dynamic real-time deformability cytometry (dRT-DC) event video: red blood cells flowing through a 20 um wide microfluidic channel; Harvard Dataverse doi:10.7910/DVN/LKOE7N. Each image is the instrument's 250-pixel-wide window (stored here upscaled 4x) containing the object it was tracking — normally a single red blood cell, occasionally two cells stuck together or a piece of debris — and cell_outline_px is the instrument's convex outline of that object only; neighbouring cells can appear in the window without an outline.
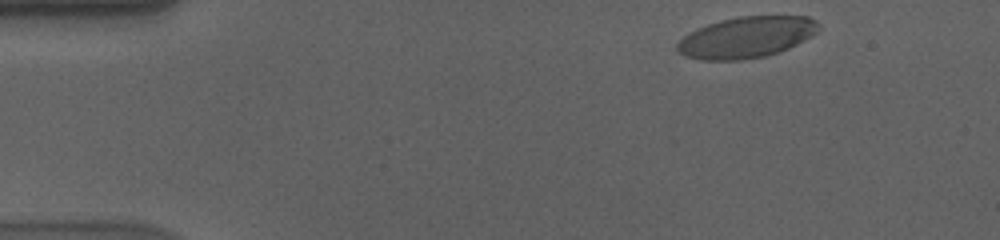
{"species": "human", "species_latin": "Homo sapiens", "temperature_condition": "cold", "stored_images_in_passage": 52, "camera_frame_rate_fps": 3000, "um_per_image_px": 0.085, "donor": {"sex": "male"}, "frame": {"image": 1, "passage_image": 2, "time_ms": 0.333, "image_size_px": [1000, 240], "cell_outline_px": [[820, 28], [812, 36], [788, 48], [764, 56], [740, 60], [700, 60], [684, 56], [676, 48], [676, 44], [688, 32], [696, 28], [708, 24], [740, 16], [808, 16], [816, 20], [820, 24]], "centroid_in_image_um": [63.44, 3.16], "position_along_channel_um": 21.6, "area_um2": 33.81}}
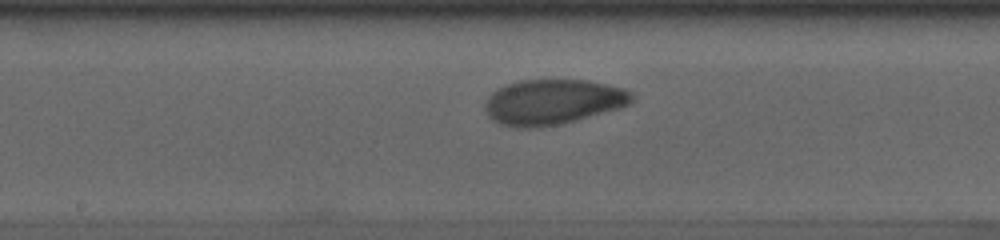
{"frame": {"image": 2, "passage_image": 25, "time_ms": 8.0, "image_size_px": [1000, 240], "cell_outline_px": [[632, 100], [628, 104], [620, 108], [560, 124], [536, 128], [516, 128], [500, 124], [492, 120], [488, 116], [484, 108], [484, 104], [488, 96], [496, 88], [504, 84], [516, 80], [588, 80], [624, 88], [632, 92]], "centroid_in_image_um": [46.93, 8.66], "position_along_channel_um": 201.3, "area_um2": 39.02}}
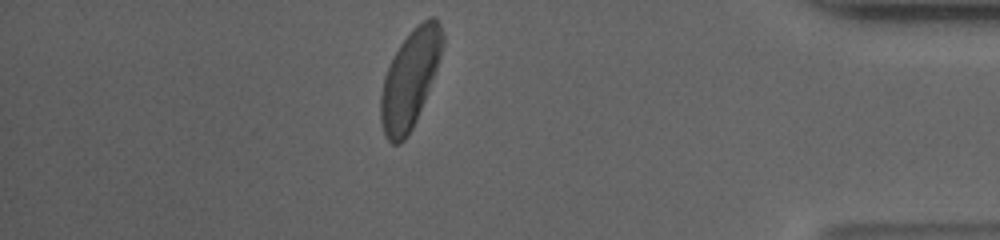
{"frame": {"image": 3, "passage_image": 45, "time_ms": 14.667, "image_size_px": [1000, 240], "cell_outline_px": [[444, 40], [440, 56], [436, 68], [424, 100], [416, 120], [412, 128], [404, 140], [400, 144], [392, 144], [384, 136], [380, 120], [380, 96], [384, 76], [400, 44], [428, 16], [436, 16], [444, 32]], "centroid_in_image_um": [34.83, 6.74], "position_along_channel_um": 400.4, "area_um2": 34.56}, "authors_computed_cell_mechanics": {"area_um2": 36.7608, "velocity_mm_per_s": 3.5449, "shape_relaxation_time_tau1_ms": 3.6893, "shape_relaxation_time_tau2_ms": 2.0465, "deformation_change_tau1": 0.1579, "deformation_change_tau2": 0.0633}}